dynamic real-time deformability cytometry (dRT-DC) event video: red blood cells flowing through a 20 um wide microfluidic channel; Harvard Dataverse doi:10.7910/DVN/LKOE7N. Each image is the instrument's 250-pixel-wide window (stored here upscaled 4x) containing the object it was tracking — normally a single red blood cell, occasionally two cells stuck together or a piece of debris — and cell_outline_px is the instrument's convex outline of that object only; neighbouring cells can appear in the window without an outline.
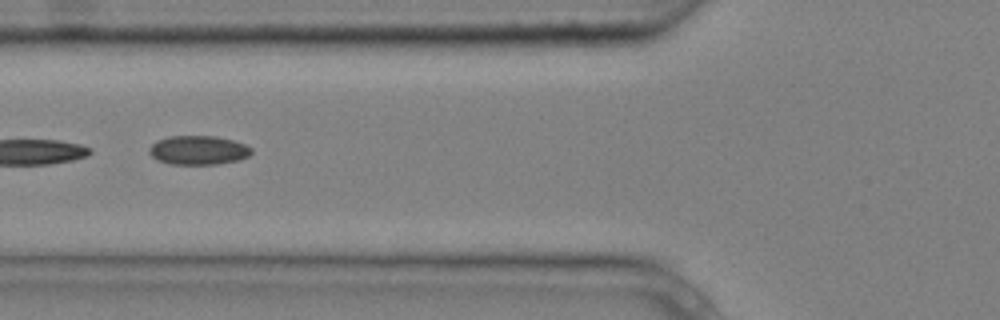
{"species": "common noctule bat (a hibernating species)", "species_latin": "Nyctalus noctula", "temperature_condition": "cold", "stored_images_in_passage": 4, "segment_of_instrument_passage": [2, 2], "camera_frame_rate_fps": 3000, "um_per_image_px": 0.085, "animal": {"sex": "male", "body_mass_g": 20.4}, "frame": {"image": 1, "passage_image": 4, "time_ms": 1.0, "image_size_px": [1000, 320], "cell_outline_px": [[252, 152], [248, 156], [240, 160], [216, 164], [168, 164], [156, 160], [148, 152], [148, 148], [156, 140], [168, 136], [216, 136], [232, 140], [244, 144], [252, 148]], "centroid_in_image_um": [16.82, 12.76], "position_along_channel_um": 109.0, "area_um2": 17.46}}